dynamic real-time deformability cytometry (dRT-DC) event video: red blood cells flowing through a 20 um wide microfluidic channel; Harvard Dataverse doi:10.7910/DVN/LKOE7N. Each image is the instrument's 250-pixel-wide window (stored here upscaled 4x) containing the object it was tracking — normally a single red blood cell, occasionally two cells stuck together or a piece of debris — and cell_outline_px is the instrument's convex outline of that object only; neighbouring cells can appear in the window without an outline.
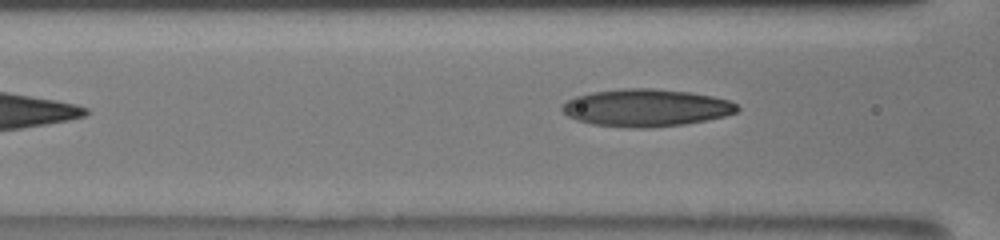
{"species": "human", "species_latin": "Homo sapiens", "temperature_condition": "room temperature", "stored_images_in_passage": 7, "segment_of_instrument_passage": [2, 2], "camera_frame_rate_fps": 3000, "um_per_image_px": 0.085, "donor": {"sex": "male"}, "frame": {"image": 1, "passage_image": 7, "time_ms": 5.333, "image_size_px": [1000, 240], "cell_outline_px": [[740, 108], [736, 112], [724, 116], [708, 120], [684, 124], [648, 128], [632, 128], [592, 124], [576, 120], [568, 116], [560, 108], [568, 100], [576, 96], [592, 92], [624, 88], [652, 88], [688, 92], [712, 96], [728, 100], [736, 104]], "centroid_in_image_um": [54.91, 9.16], "position_along_channel_um": 111.7, "area_um2": 38.09}}